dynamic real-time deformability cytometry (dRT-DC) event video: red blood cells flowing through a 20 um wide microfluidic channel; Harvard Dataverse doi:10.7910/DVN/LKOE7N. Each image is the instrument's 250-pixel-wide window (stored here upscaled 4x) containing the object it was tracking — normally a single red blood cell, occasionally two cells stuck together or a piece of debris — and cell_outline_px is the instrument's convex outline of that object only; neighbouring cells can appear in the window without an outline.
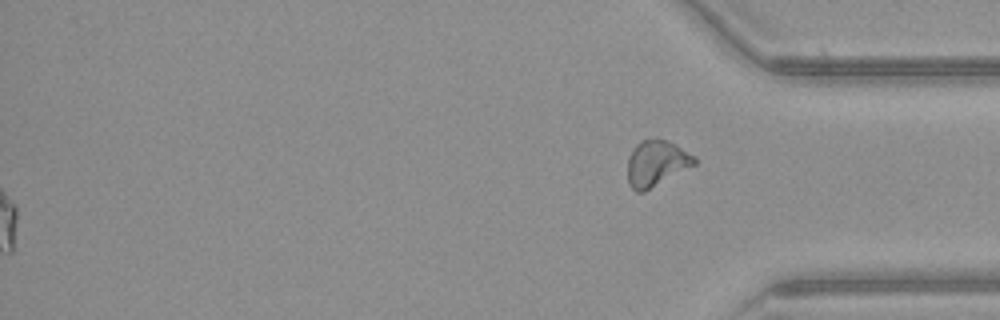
{"species": "common noctule bat (a hibernating species)", "species_latin": "Nyctalus noctula", "temperature_condition": "warm", "stored_images_in_passage": 48, "segment_of_instrument_passage": [2, 2], "camera_frame_rate_fps": 3000, "um_per_image_px": 0.085, "animal": {"sex": "female", "body_mass_g": 21.9}, "frame": {"image": 1, "passage_image": 48, "time_ms": 15.667, "image_size_px": [1000, 320], "cell_outline_px": [[696, 164], [644, 192], [636, 192], [628, 184], [628, 156], [632, 148], [640, 140], [656, 136], [668, 140], [676, 144], [696, 156]], "centroid_in_image_um": [55.78, 13.83], "position_along_channel_um": 379.4, "area_um2": 18.32}}